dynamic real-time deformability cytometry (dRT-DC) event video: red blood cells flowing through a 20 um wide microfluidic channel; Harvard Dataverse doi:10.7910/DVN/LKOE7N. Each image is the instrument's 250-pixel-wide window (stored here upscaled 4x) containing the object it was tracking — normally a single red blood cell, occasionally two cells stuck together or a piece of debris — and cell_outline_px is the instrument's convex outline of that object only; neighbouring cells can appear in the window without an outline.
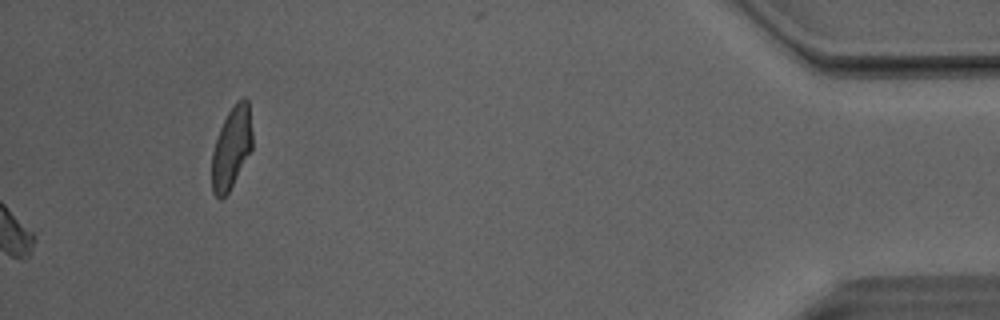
{"species": "Egyptian fruit bat (a non-hibernating species)", "species_latin": "Rousettus aegyptiacus", "temperature_condition": "room temperature", "stored_images_in_passage": 47, "camera_frame_rate_fps": 3000, "um_per_image_px": 0.085, "animal": {"sex": "male"}, "frame": {"image": 1, "passage_image": 47, "time_ms": 15.333, "image_size_px": [1000, 320], "cell_outline_px": [[252, 148], [228, 192], [220, 200], [212, 192], [212, 152], [220, 128], [228, 112], [236, 100], [244, 96], [248, 100], [252, 132]], "centroid_in_image_um": [19.68, 12.52], "position_along_channel_um": 415.5, "area_um2": 19.13}}